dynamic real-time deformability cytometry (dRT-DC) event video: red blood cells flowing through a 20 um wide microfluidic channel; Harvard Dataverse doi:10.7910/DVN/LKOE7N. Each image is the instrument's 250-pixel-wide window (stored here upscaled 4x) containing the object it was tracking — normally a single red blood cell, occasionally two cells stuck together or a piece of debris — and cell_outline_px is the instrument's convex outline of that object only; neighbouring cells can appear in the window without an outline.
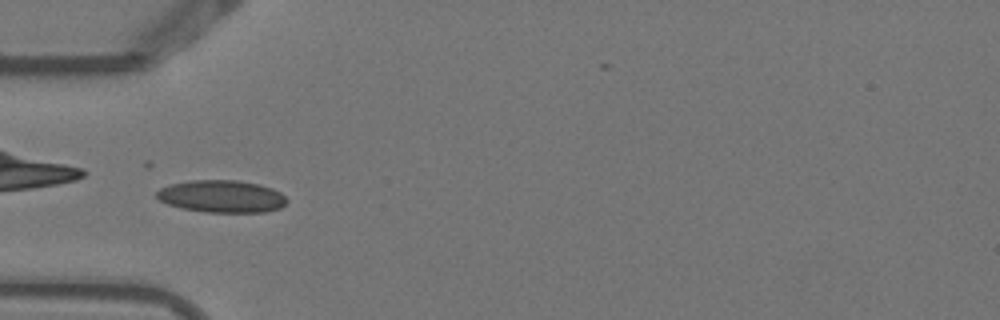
{"species": "Egyptian fruit bat (a non-hibernating species)", "species_latin": "Rousettus aegyptiacus", "temperature_condition": "warm", "stored_images_in_passage": 7, "camera_frame_rate_fps": 3000, "um_per_image_px": 0.085, "animal": {"sex": "female"}, "frame": {"image": 1, "passage_image": 5, "time_ms": 1.333, "image_size_px": [1000, 320], "cell_outline_px": [[288, 200], [280, 208], [264, 212], [204, 212], [180, 208], [168, 204], [160, 200], [156, 196], [156, 192], [160, 188], [172, 184], [192, 180], [240, 180], [260, 184], [272, 188], [280, 192]], "centroid_in_image_um": [18.85, 16.69], "position_along_channel_um": 66.1, "area_um2": 24.57}}
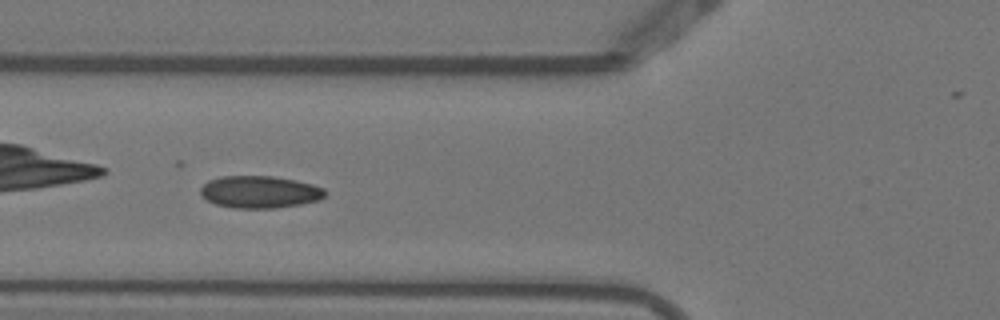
{"frame": {"image": 2, "passage_image": 6, "time_ms": 1.667, "image_size_px": [1000, 320], "cell_outline_px": [[328, 192], [320, 200], [300, 204], [276, 208], [232, 208], [216, 204], [200, 196], [200, 188], [208, 180], [220, 176], [272, 176], [296, 180], [312, 184], [324, 188]], "centroid_in_image_um": [22.07, 16.31], "position_along_channel_um": 103.7, "area_um2": 23.58}}
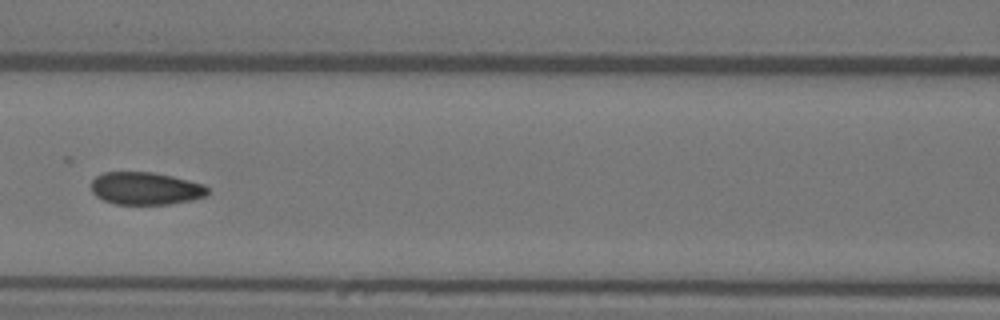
{"frame": {"image": 3, "passage_image": 7, "time_ms": 2.0, "image_size_px": [1000, 320], "cell_outline_px": [[208, 192], [204, 196], [192, 200], [168, 204], [116, 204], [104, 200], [96, 196], [92, 192], [92, 180], [96, 176], [104, 172], [152, 172], [172, 176], [204, 184], [208, 188]], "centroid_in_image_um": [12.37, 16.01], "position_along_channel_um": 154.2, "area_um2": 22.02}}